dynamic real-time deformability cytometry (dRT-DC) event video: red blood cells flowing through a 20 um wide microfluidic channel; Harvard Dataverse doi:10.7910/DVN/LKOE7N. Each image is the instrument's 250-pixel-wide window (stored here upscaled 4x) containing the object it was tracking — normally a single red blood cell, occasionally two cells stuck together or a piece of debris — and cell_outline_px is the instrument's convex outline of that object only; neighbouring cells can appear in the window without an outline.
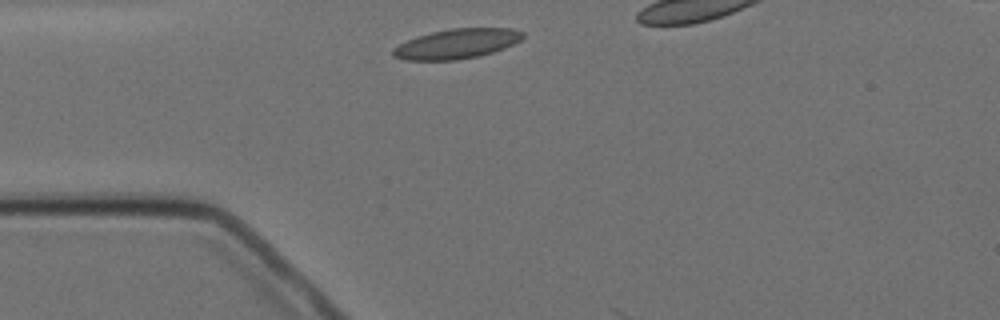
{"species": "Egyptian fruit bat (a non-hibernating species)", "species_latin": "Rousettus aegyptiacus", "temperature_condition": "cold", "stored_images_in_passage": 2, "segment_of_instrument_passage": [2, 2], "camera_frame_rate_fps": 3000, "um_per_image_px": 0.085, "animal": {"sex": "female"}, "frame": {"image": 1, "passage_image": 2, "time_ms": 1.333, "image_size_px": [1000, 320], "cell_outline_px": [[524, 36], [520, 40], [504, 48], [492, 52], [476, 56], [456, 60], [404, 60], [392, 56], [392, 48], [416, 36], [432, 32], [452, 28], [512, 28], [524, 32]], "centroid_in_image_um": [38.8, 3.72], "position_along_channel_um": 46.2, "area_um2": 22.43}}